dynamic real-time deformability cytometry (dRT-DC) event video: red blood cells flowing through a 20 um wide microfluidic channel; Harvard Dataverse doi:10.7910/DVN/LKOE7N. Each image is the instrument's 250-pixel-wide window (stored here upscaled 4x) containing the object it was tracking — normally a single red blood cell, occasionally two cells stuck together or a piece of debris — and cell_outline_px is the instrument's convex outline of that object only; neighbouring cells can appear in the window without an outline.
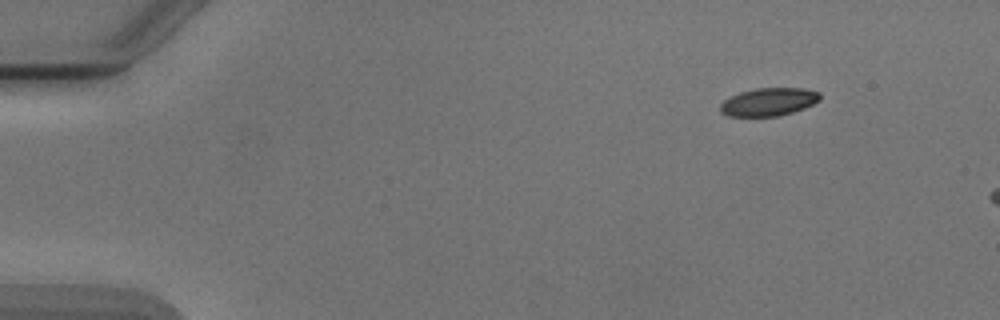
{"species": "Egyptian fruit bat (a non-hibernating species)", "species_latin": "Rousettus aegyptiacus", "temperature_condition": "cold", "stored_images_in_passage": 3, "camera_frame_rate_fps": 3000, "um_per_image_px": 0.085, "animal": {"sex": "male"}, "frame": {"image": 1, "passage_image": 1, "time_ms": 0.0, "image_size_px": [1000, 320], "cell_outline_px": [[820, 100], [804, 108], [792, 112], [776, 116], [728, 116], [720, 112], [720, 104], [728, 96], [740, 92], [756, 88], [804, 88], [820, 92]], "centroid_in_image_um": [65.31, 8.65], "position_along_channel_um": 19.7, "area_um2": 16.3}}